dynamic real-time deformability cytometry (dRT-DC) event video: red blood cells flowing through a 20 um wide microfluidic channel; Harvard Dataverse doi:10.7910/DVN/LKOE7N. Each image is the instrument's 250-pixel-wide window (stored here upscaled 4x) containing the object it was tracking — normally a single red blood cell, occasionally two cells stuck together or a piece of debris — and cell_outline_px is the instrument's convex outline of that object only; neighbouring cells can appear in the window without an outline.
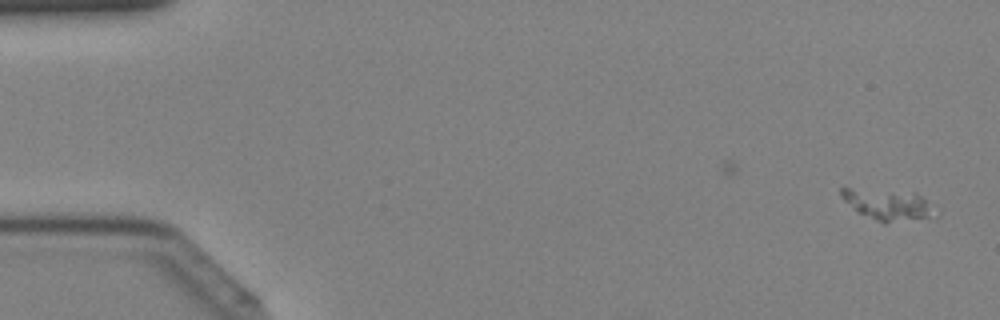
{"species": "Egyptian fruit bat (a non-hibernating species)", "species_latin": "Rousettus aegyptiacus", "temperature_condition": "cold", "stored_images_in_passage": 38, "camera_frame_rate_fps": 3000, "um_per_image_px": 0.085, "animal": {"sex": "female"}, "frame": {"image": 1, "passage_image": 2, "time_ms": 0.333, "image_size_px": [1000, 320], "cell_outline_px": [[940, 216], [884, 224], [856, 212], [840, 196], [840, 188], [848, 188], [916, 192], [940, 208]], "centroid_in_image_um": [75.61, 17.42], "position_along_channel_um": 9.4, "area_um2": 17.8}}
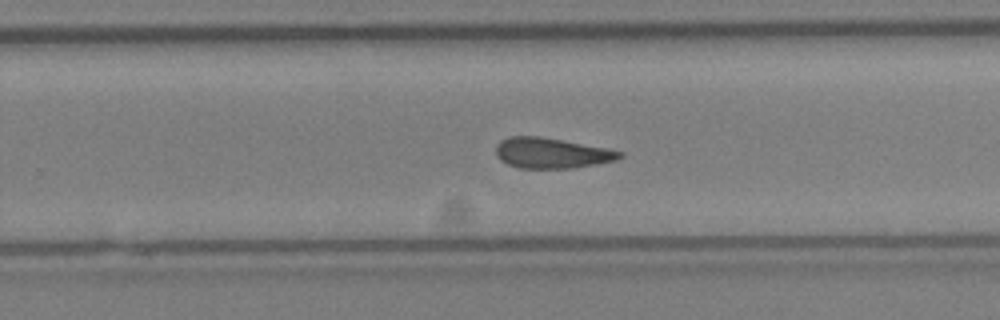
{"frame": {"image": 2, "passage_image": 23, "time_ms": 7.333, "image_size_px": [1000, 320], "cell_outline_px": [[624, 156], [616, 160], [576, 168], [520, 168], [508, 164], [500, 160], [496, 156], [496, 144], [500, 140], [508, 136], [540, 136], [608, 148], [624, 152]], "centroid_in_image_um": [46.88, 13.0], "position_along_channel_um": 282.9, "area_um2": 22.2}}
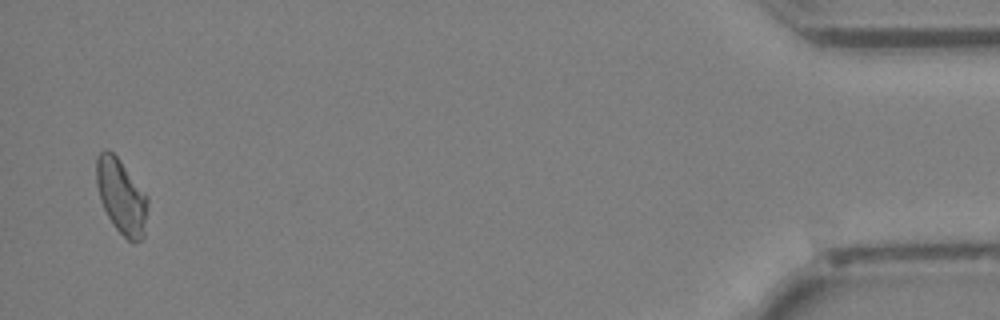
{"frame": {"image": 3, "passage_image": 37, "time_ms": 12.0, "image_size_px": [1000, 320], "cell_outline_px": [[148, 204], [144, 236], [140, 240], [132, 244], [116, 228], [108, 216], [100, 200], [96, 184], [96, 160], [100, 152], [104, 148], [108, 148], [116, 156], [148, 196]], "centroid_in_image_um": [10.31, 16.7], "position_along_channel_um": 424.9, "area_um2": 22.31}}